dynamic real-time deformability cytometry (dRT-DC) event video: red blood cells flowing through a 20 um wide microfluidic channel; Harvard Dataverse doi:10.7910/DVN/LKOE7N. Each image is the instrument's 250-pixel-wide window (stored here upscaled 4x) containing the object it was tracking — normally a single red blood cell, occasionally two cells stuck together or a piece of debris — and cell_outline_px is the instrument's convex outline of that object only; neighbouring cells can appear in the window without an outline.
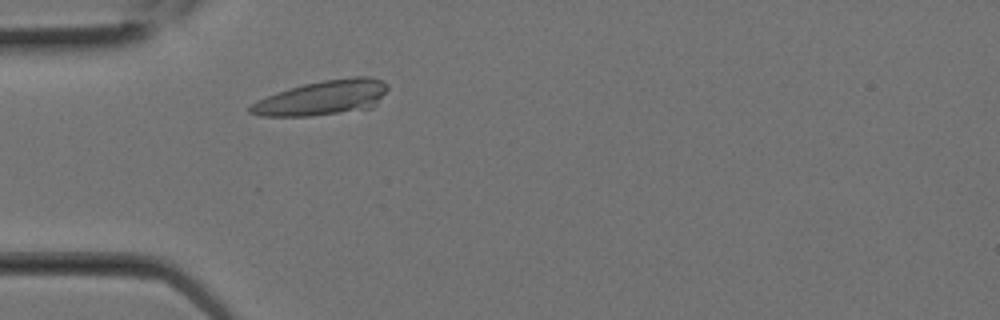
{"species": "Egyptian fruit bat (a non-hibernating species)", "species_latin": "Rousettus aegyptiacus", "temperature_condition": "room temperature", "stored_images_in_passage": 1, "camera_frame_rate_fps": 3000, "um_per_image_px": 0.085, "animal": {"sex": "female"}, "frame": {"image": 1, "passage_image": 1, "time_ms": 0.0, "image_size_px": [1000, 320], "cell_outline_px": [[388, 88], [376, 104], [372, 108], [312, 116], [260, 116], [248, 112], [248, 108], [256, 100], [276, 92], [288, 88], [304, 84], [324, 80], [352, 76], [368, 76], [384, 80], [388, 84]], "centroid_in_image_um": [27.41, 8.3], "position_along_channel_um": 57.6, "area_um2": 27.98}}